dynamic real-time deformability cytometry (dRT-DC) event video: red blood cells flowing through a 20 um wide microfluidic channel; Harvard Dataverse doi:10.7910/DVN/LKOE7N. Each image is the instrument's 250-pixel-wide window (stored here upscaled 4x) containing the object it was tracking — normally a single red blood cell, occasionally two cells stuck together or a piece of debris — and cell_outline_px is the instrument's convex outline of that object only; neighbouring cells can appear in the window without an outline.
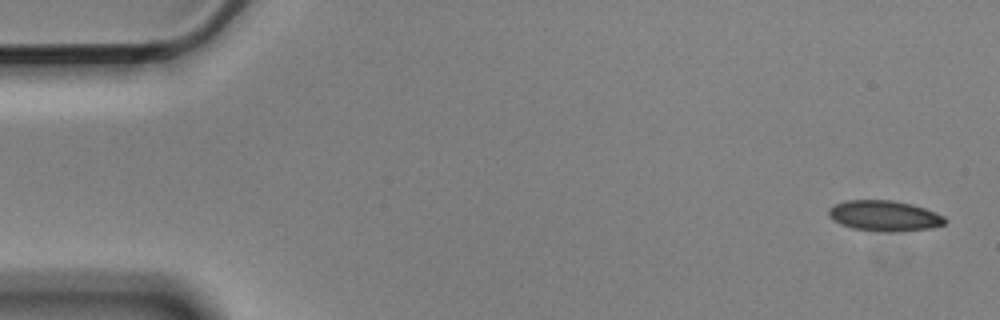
{"species": "Egyptian fruit bat (a non-hibernating species)", "species_latin": "Rousettus aegyptiacus", "temperature_condition": "cold", "stored_images_in_passage": 5, "camera_frame_rate_fps": 3000, "um_per_image_px": 0.085, "animal": {"sex": "male"}, "frame": {"image": 1, "passage_image": 1, "time_ms": 0.0, "image_size_px": [1000, 320], "cell_outline_px": [[948, 220], [944, 224], [932, 228], [892, 232], [888, 232], [852, 228], [840, 224], [832, 220], [828, 216], [828, 208], [844, 200], [892, 200], [912, 204], [924, 208], [944, 216]], "centroid_in_image_um": [75.15, 18.34], "position_along_channel_um": 9.8, "area_um2": 20.81}}